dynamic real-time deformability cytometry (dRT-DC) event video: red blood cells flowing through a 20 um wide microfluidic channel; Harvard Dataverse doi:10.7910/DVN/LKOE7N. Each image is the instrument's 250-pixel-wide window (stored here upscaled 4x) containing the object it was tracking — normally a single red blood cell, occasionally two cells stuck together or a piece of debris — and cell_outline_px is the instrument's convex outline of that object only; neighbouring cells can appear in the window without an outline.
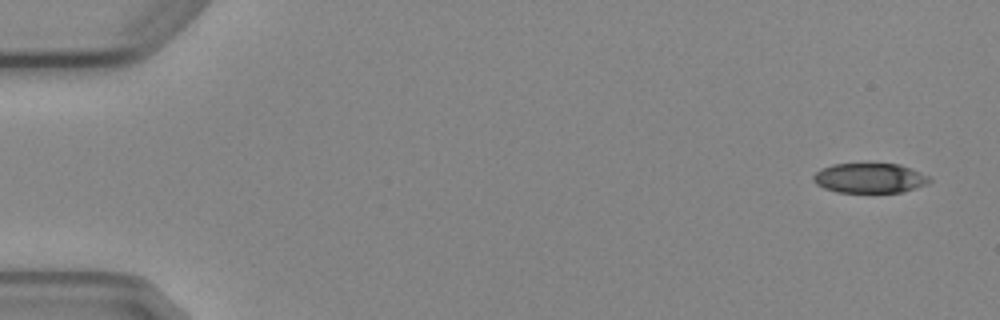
{"species": "Egyptian fruit bat (a non-hibernating species)", "species_latin": "Rousettus aegyptiacus", "temperature_condition": "cold", "stored_images_in_passage": 5, "camera_frame_rate_fps": 3000, "um_per_image_px": 0.085, "animal": {"sex": "female"}, "frame": {"image": 1, "passage_image": 1, "time_ms": 0.0, "image_size_px": [1000, 320], "cell_outline_px": [[932, 180], [928, 184], [904, 192], [836, 192], [824, 188], [816, 184], [812, 180], [812, 176], [820, 168], [832, 164], [900, 164], [920, 172], [928, 176]], "centroid_in_image_um": [73.91, 15.14], "position_along_channel_um": 11.1, "area_um2": 20.29}}
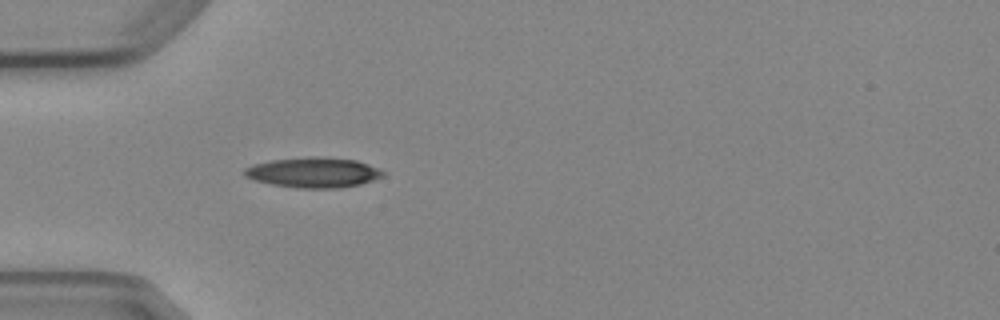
{"frame": {"image": 2, "passage_image": 5, "time_ms": 4.667, "image_size_px": [1000, 320], "cell_outline_px": [[388, 172], [384, 176], [360, 184], [340, 188], [296, 188], [272, 184], [256, 180], [244, 176], [244, 168], [252, 164], [272, 160], [312, 156], [316, 156], [356, 160], [368, 164]], "centroid_in_image_um": [26.66, 14.66], "position_along_channel_um": 58.3, "area_um2": 24.45}}